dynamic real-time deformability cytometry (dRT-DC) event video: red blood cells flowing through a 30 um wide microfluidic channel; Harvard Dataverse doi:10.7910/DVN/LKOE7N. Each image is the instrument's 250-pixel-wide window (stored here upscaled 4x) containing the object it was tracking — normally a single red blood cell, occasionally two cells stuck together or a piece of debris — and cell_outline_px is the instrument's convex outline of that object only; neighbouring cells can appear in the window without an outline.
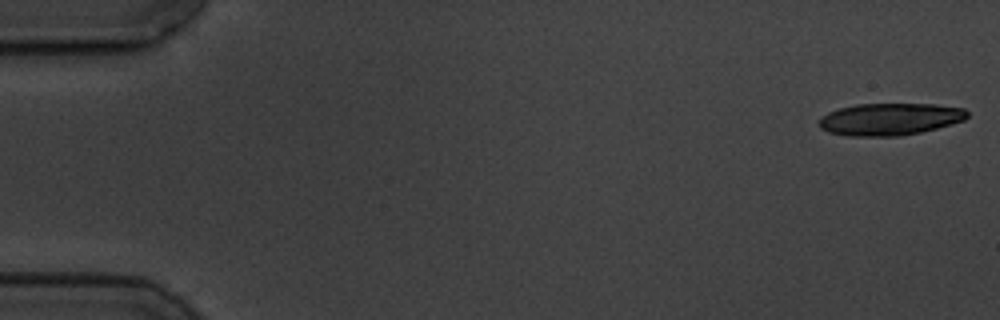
{"species": "common noctule bat (a hibernating species)", "species_latin": "Nyctalus noctula", "temperature_condition": "cold", "stored_images_in_passage": 6, "camera_frame_rate_fps": 3000, "um_per_image_px": 0.085, "animal": {"sex": "male", "body_mass_g": 19.5, "forearm_length_mm": 54.6}, "frame": {"image": 1, "passage_image": 1, "time_ms": 0.0, "image_size_px": [1000, 320], "cell_outline_px": [[968, 116], [964, 120], [936, 128], [920, 132], [900, 136], [848, 136], [828, 132], [820, 128], [820, 116], [828, 112], [840, 108], [856, 104], [936, 104], [964, 108], [968, 112]], "centroid_in_image_um": [75.63, 10.12], "position_along_channel_um": 9.4, "area_um2": 27.74}}